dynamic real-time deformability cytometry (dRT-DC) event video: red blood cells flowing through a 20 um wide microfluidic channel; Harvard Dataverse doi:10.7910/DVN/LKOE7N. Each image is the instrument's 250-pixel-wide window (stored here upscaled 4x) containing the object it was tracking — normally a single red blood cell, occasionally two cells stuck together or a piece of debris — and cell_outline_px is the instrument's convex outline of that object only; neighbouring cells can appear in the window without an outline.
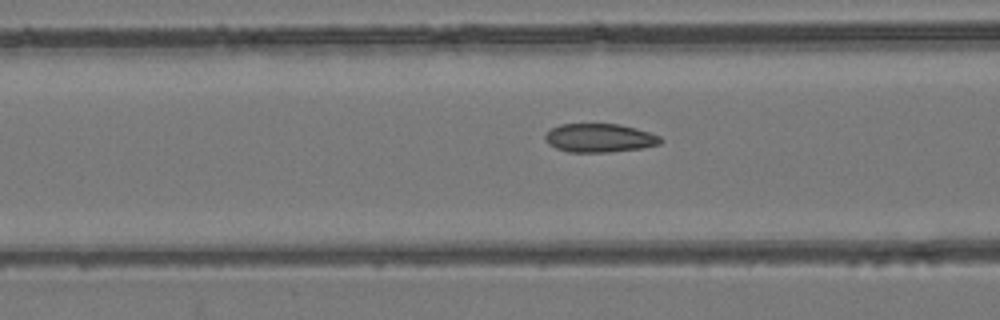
{"species": "common noctule bat (a hibernating species)", "species_latin": "Nyctalus noctula", "temperature_condition": "room temperature", "stored_images_in_passage": 54, "camera_frame_rate_fps": 3000, "um_per_image_px": 0.085, "animal": {"sex": "female", "body_mass_g": 24.6, "forearm_length_mm": 56.2}, "frame": {"image": 1, "passage_image": 22, "time_ms": 7.0, "image_size_px": [1000, 320], "cell_outline_px": [[664, 140], [660, 144], [644, 148], [608, 152], [568, 152], [556, 148], [548, 144], [544, 140], [544, 136], [552, 128], [560, 124], [620, 124], [636, 128], [660, 136]], "centroid_in_image_um": [50.97, 11.73], "position_along_channel_um": 115.6, "area_um2": 19.36}}
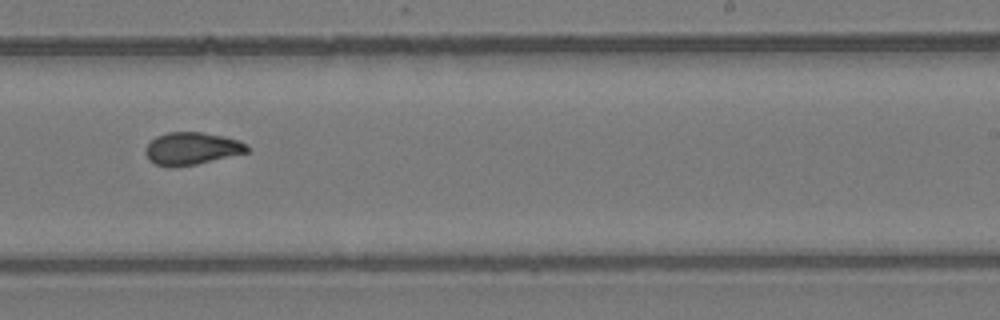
{"frame": {"image": 2, "passage_image": 34, "time_ms": 11.0, "image_size_px": [1000, 320], "cell_outline_px": [[248, 152], [196, 164], [172, 168], [168, 168], [156, 164], [148, 160], [144, 152], [144, 148], [156, 136], [168, 132], [204, 132], [224, 136], [240, 140], [248, 148]], "centroid_in_image_um": [16.25, 12.63], "position_along_channel_um": 272.8, "area_um2": 19.36}}
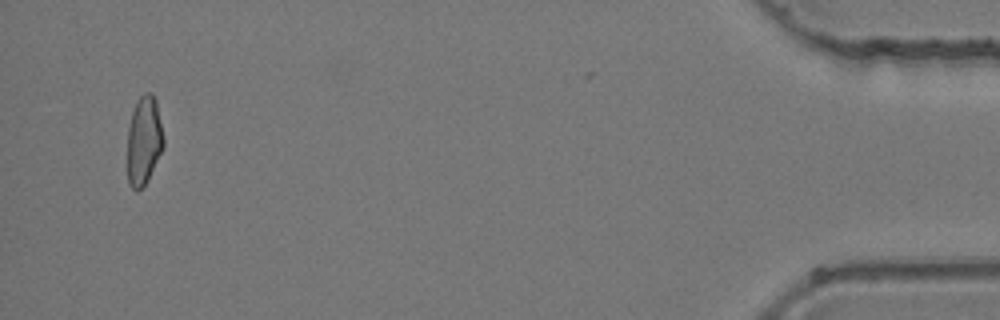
{"frame": {"image": 3, "passage_image": 52, "time_ms": 17.0, "image_size_px": [1000, 320], "cell_outline_px": [[164, 148], [148, 180], [136, 192], [128, 184], [128, 128], [132, 112], [136, 100], [144, 92], [152, 92], [156, 100], [164, 136]], "centroid_in_image_um": [12.25, 11.93], "position_along_channel_um": 423.0, "area_um2": 18.96}, "authors_computed_cell_mechanics": {"area_um2": 19.5364, "velocity_mm_per_s": 3.9323, "shape_relaxation_time_tau1_ms": 4.7615, "shape_relaxation_time_tau2_ms": 1.7604, "deformation_change_tau1": 0.1302, "deformation_change_tau2": 0.0712}}